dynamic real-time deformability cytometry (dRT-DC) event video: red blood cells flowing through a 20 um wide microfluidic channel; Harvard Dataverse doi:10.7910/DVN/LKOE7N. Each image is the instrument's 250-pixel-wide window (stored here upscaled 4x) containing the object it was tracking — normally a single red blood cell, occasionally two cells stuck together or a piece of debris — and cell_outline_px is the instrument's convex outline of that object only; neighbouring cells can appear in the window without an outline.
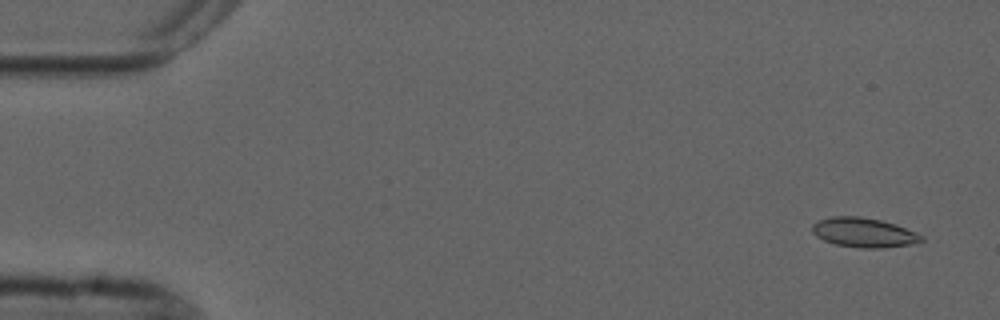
{"species": "common noctule bat (a hibernating species)", "species_latin": "Nyctalus noctula", "temperature_condition": "cold", "stored_images_in_passage": 4, "camera_frame_rate_fps": 3000, "um_per_image_px": 0.085, "animal": {"sex": "male", "forearm_length_mm": 52.5}, "frame": {"image": 1, "passage_image": 1, "time_ms": 0.0, "image_size_px": [1000, 320], "cell_outline_px": [[924, 240], [908, 244], [884, 248], [860, 248], [836, 244], [824, 240], [816, 236], [812, 232], [812, 224], [820, 220], [832, 216], [860, 216], [880, 220], [896, 224], [924, 236]], "centroid_in_image_um": [73.41, 19.76], "position_along_channel_um": 11.6, "area_um2": 18.67}}
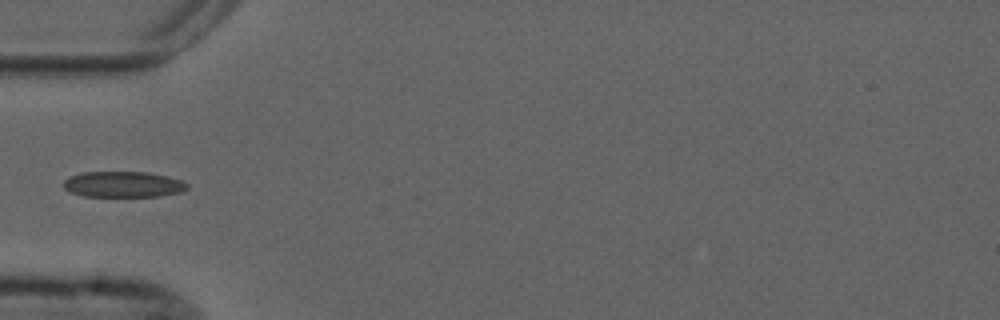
{"frame": {"image": 2, "passage_image": 4, "time_ms": 5.0, "image_size_px": [1000, 320], "cell_outline_px": [[188, 188], [180, 192], [160, 196], [84, 196], [72, 192], [64, 188], [64, 180], [68, 176], [84, 172], [148, 172], [168, 176], [180, 180], [188, 184]], "centroid_in_image_um": [10.47, 15.66], "position_along_channel_um": 74.5, "area_um2": 18.55}}